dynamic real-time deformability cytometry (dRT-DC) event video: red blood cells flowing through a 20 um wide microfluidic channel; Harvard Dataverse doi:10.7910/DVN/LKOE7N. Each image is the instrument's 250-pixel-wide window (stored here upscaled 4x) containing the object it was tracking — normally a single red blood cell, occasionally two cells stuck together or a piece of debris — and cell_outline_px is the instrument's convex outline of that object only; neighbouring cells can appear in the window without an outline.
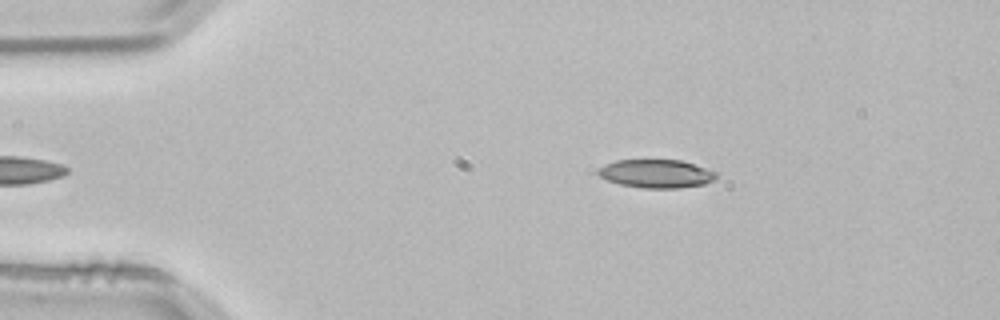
{"species": "common noctule bat (a hibernating species)", "species_latin": "Nyctalus noctula", "temperature_condition": "room temperature", "stored_images_in_passage": 52, "camera_frame_rate_fps": 3000, "um_per_image_px": 0.085, "animal": {"sex": "male", "body_mass_g": 21.5, "forearm_length_mm": 52.0}, "frame": {"image": 1, "passage_image": 9, "time_ms": 2.667, "image_size_px": [1000, 320], "cell_outline_px": [[716, 176], [712, 180], [704, 184], [676, 188], [644, 188], [620, 184], [608, 180], [600, 176], [596, 172], [604, 164], [616, 160], [680, 160], [716, 172]], "centroid_in_image_um": [55.74, 14.76], "position_along_channel_um": 29.3, "area_um2": 19.19}}
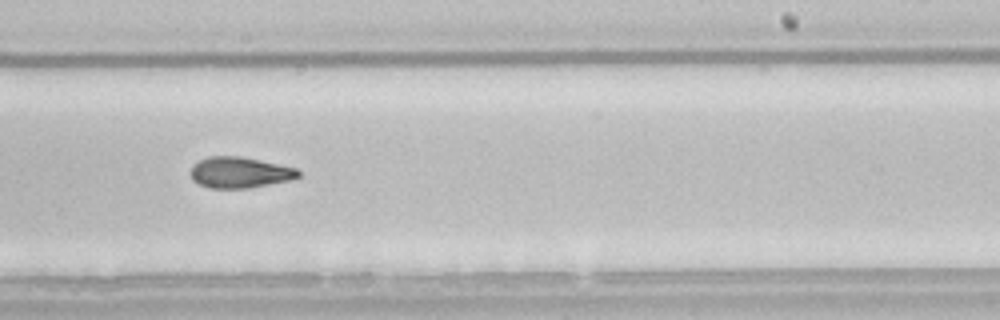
{"frame": {"image": 2, "passage_image": 32, "time_ms": 10.333, "image_size_px": [1000, 320], "cell_outline_px": [[300, 176], [288, 180], [248, 188], [208, 188], [192, 180], [188, 172], [192, 164], [208, 156], [240, 156], [280, 164], [296, 168], [300, 172]], "centroid_in_image_um": [20.31, 14.65], "position_along_channel_um": 268.7, "area_um2": 19.54}}
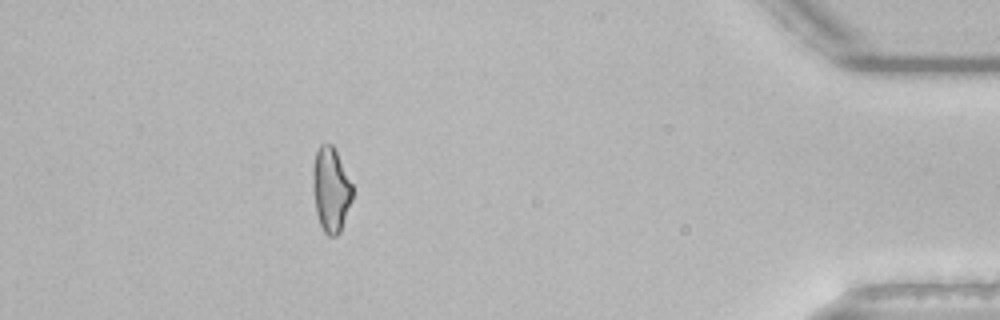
{"frame": {"image": 3, "passage_image": 47, "time_ms": 15.333, "image_size_px": [1000, 320], "cell_outline_px": [[352, 200], [340, 232], [336, 236], [328, 236], [324, 232], [320, 224], [316, 212], [312, 188], [312, 168], [316, 152], [320, 144], [332, 144], [352, 184]], "centroid_in_image_um": [28.1, 16.13], "position_along_channel_um": 407.1, "area_um2": 19.48}, "authors_computed_cell_mechanics": {"area_um2": 19.8254, "velocity_mm_per_s": 3.8437, "shape_relaxation_time_tau1_ms": null, "shape_relaxation_time_tau2_ms": 5.9025, "deformation_change_tau1": null, "deformation_change_tau2": 0.1442}}